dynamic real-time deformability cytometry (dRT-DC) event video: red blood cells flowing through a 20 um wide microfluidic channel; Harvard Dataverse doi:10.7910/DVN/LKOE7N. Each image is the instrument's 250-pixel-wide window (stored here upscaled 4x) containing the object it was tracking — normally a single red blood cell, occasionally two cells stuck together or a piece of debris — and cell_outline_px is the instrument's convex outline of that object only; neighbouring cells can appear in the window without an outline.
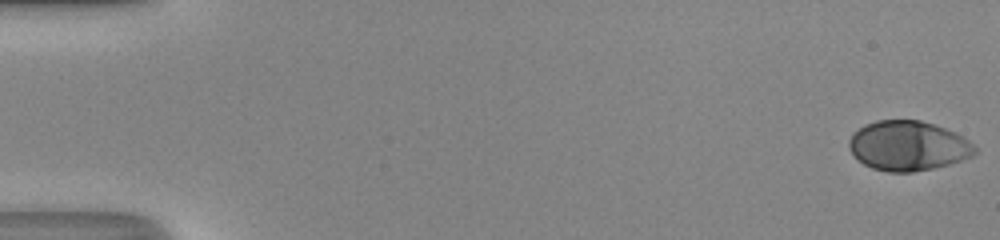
{"species": "human", "species_latin": "Homo sapiens", "temperature_condition": "room temperature", "stored_images_in_passage": 49, "camera_frame_rate_fps": 3000, "um_per_image_px": 0.085, "donor": {"sex": "male"}, "frame": {"image": 1, "passage_image": 1, "time_ms": 0.0, "image_size_px": [1000, 240], "cell_outline_px": [[976, 152], [972, 156], [948, 164], [932, 168], [912, 172], [888, 172], [872, 168], [864, 164], [848, 148], [848, 140], [852, 132], [864, 124], [876, 120], [920, 120], [944, 128], [968, 140], [976, 148]], "centroid_in_image_um": [77.13, 12.39], "position_along_channel_um": 7.9, "area_um2": 36.24}}
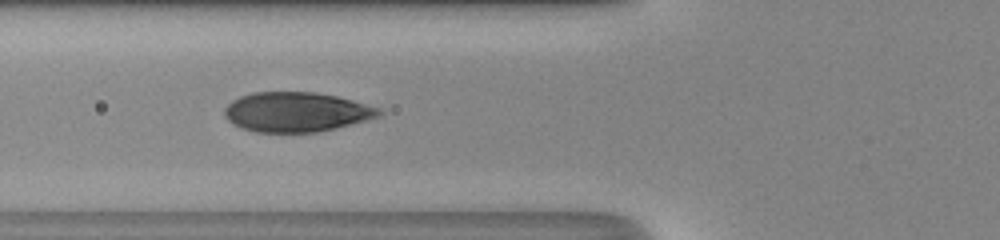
{"frame": {"image": 2, "passage_image": 20, "time_ms": 6.333, "image_size_px": [1000, 240], "cell_outline_px": [[384, 112], [376, 116], [364, 120], [320, 132], [256, 132], [232, 124], [224, 116], [224, 108], [232, 100], [240, 96], [252, 92], [316, 92], [336, 96], [352, 100], [380, 108]], "centroid_in_image_um": [25.14, 9.51], "position_along_channel_um": 100.7, "area_um2": 35.55}}
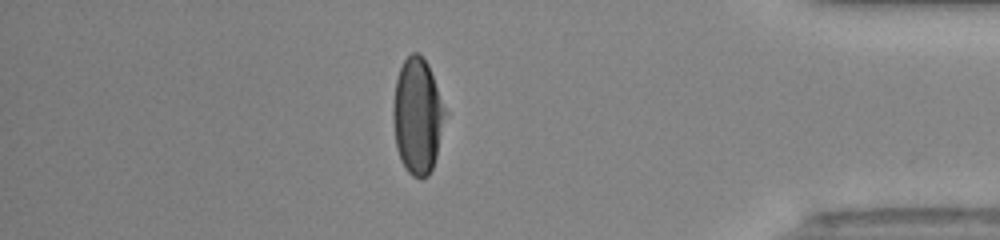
{"frame": {"image": 3, "passage_image": 43, "time_ms": 14.0, "image_size_px": [1000, 240], "cell_outline_px": [[444, 112], [436, 156], [432, 168], [428, 176], [412, 176], [404, 168], [400, 160], [396, 148], [392, 116], [392, 108], [396, 80], [400, 68], [404, 60], [412, 52], [416, 52], [428, 64], [444, 108]], "centroid_in_image_um": [35.43, 9.87], "position_along_channel_um": 399.8, "area_um2": 34.28}, "authors_computed_cell_mechanics": {"area_um2": 36.414, "velocity_mm_per_s": 4.3355, "shape_relaxation_time_tau1_ms": 3.58, "shape_relaxation_time_tau2_ms": null, "deformation_change_tau1": 0.2012, "deformation_change_tau2": null}}